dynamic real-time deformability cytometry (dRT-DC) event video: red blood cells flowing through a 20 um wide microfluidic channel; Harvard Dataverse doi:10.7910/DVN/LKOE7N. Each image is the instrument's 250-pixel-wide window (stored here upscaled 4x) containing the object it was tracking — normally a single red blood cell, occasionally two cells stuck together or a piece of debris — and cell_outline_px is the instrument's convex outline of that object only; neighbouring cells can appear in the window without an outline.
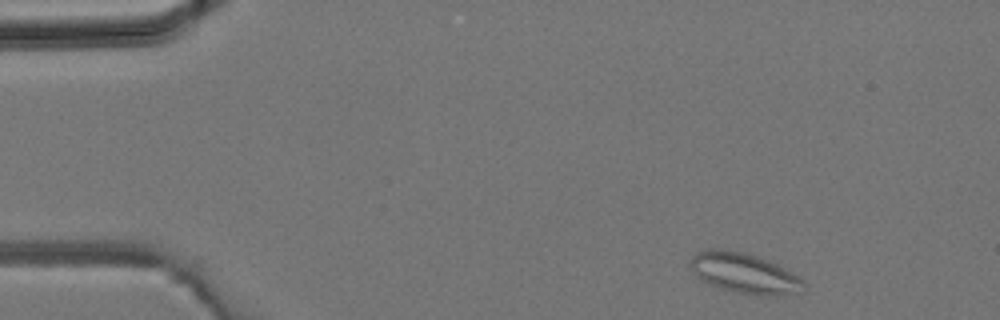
{"species": "common noctule bat (a hibernating species)", "species_latin": "Nyctalus noctula", "temperature_condition": "room temperature", "stored_images_in_passage": 39, "camera_frame_rate_fps": 3000, "um_per_image_px": 0.085, "animal": {"sex": "male", "body_mass_g": 19.2, "forearm_length_mm": 51.8}, "frame": {"image": 1, "passage_image": 1, "time_ms": 0.0, "image_size_px": [1000, 320], "cell_outline_px": [[808, 288], [804, 292], [776, 296], [760, 296], [736, 292], [720, 288], [708, 284], [700, 280], [692, 272], [688, 264], [692, 256], [696, 252], [712, 248], [716, 248], [744, 252], [756, 256], [776, 264], [804, 280], [808, 284]], "centroid_in_image_um": [63.27, 23.24], "position_along_channel_um": 21.7, "area_um2": 27.11}}
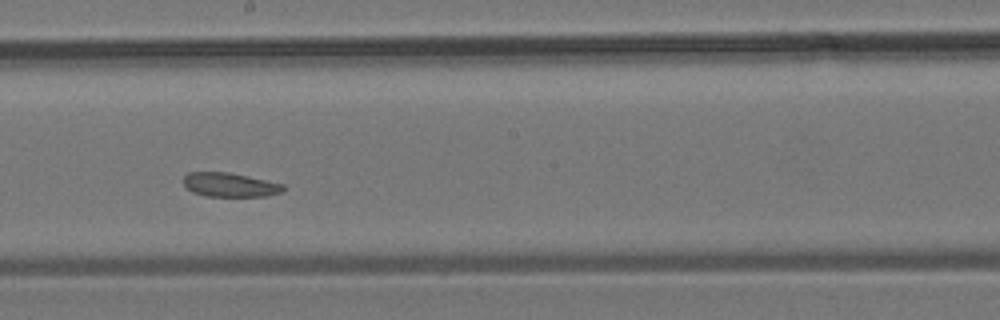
{"frame": {"image": 2, "passage_image": 20, "time_ms": 6.333, "image_size_px": [1000, 320], "cell_outline_px": [[284, 188], [280, 192], [268, 196], [204, 196], [192, 192], [184, 184], [184, 176], [188, 172], [228, 172], [248, 176], [284, 184]], "centroid_in_image_um": [19.53, 15.71], "position_along_channel_um": 228.7, "area_um2": 13.93}}
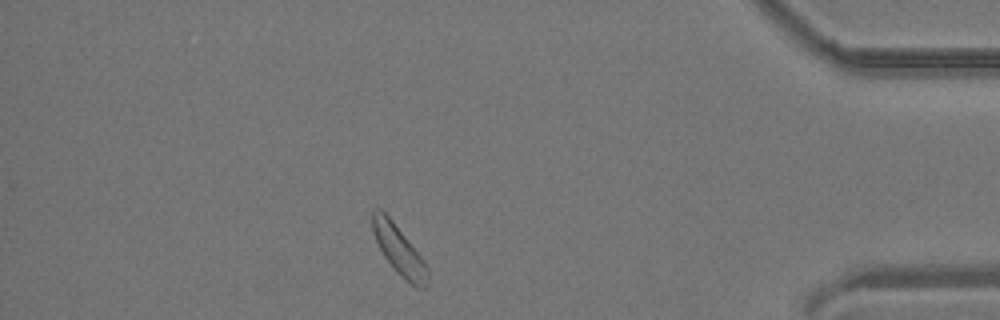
{"frame": {"image": 3, "passage_image": 34, "time_ms": 11.0, "image_size_px": [1000, 320], "cell_outline_px": [[428, 284], [424, 288], [416, 288], [400, 276], [396, 272], [384, 256], [372, 232], [372, 212], [376, 208], [380, 208], [392, 220], [420, 256], [428, 268]], "centroid_in_image_um": [33.91, 21.29], "position_along_channel_um": 401.3, "area_um2": 15.55}}